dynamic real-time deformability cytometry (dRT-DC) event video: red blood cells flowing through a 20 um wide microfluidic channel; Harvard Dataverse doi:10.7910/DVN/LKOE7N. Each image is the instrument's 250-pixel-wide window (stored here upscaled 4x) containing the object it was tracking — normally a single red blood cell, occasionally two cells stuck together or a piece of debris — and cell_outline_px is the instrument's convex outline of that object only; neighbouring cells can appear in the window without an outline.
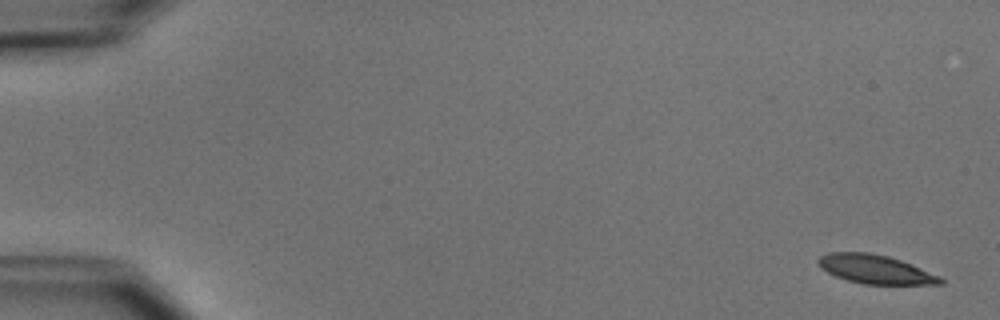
{"species": "common noctule bat (a hibernating species)", "species_latin": "Nyctalus noctula", "temperature_condition": "cold", "stored_images_in_passage": 5, "camera_frame_rate_fps": 3000, "um_per_image_px": 0.085, "animal": {"sex": "male", "body_mass_g": 15.6}, "frame": {"image": 1, "passage_image": 1, "time_ms": 0.0, "image_size_px": [1000, 320], "cell_outline_px": [[944, 284], [864, 284], [848, 280], [836, 276], [828, 272], [816, 260], [820, 256], [828, 252], [868, 252], [888, 256], [900, 260], [940, 276], [944, 280]], "centroid_in_image_um": [74.41, 22.88], "position_along_channel_um": 10.6, "area_um2": 20.23}}
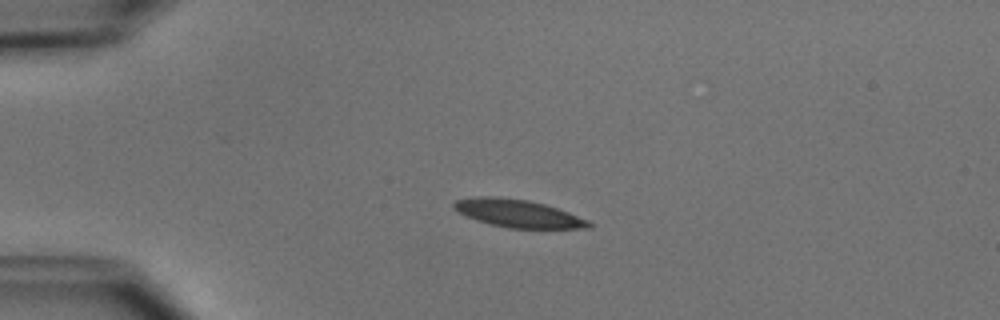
{"frame": {"image": 2, "passage_image": 4, "time_ms": 3.667, "image_size_px": [1000, 320], "cell_outline_px": [[592, 228], [508, 228], [476, 220], [452, 208], [452, 204], [456, 200], [476, 196], [492, 196], [528, 200], [544, 204], [568, 212], [588, 220], [592, 224]], "centroid_in_image_um": [44.02, 18.14], "position_along_channel_um": 41.0, "area_um2": 21.62}}